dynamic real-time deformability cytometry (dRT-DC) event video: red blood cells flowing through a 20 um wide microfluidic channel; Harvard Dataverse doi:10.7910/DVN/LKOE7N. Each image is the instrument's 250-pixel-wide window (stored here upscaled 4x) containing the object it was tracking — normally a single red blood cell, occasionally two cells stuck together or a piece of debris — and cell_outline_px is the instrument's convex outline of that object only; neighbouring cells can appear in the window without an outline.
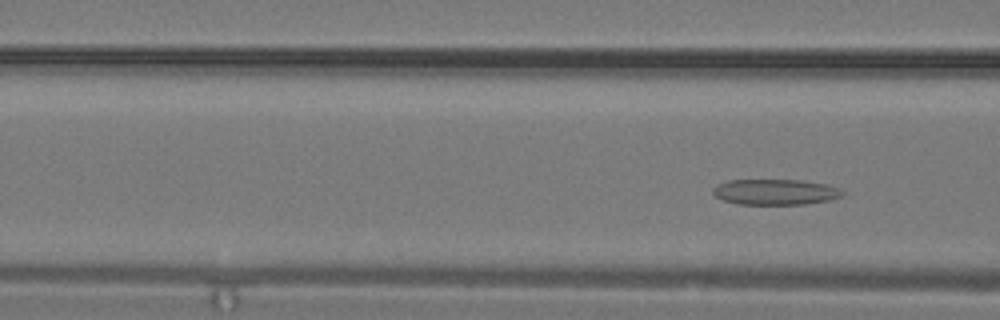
{"species": "common noctule bat (a hibernating species)", "species_latin": "Nyctalus noctula", "temperature_condition": "warm", "stored_images_in_passage": 3, "camera_frame_rate_fps": 3000, "um_per_image_px": 0.085, "animal": {"sex": "male", "body_mass_g": 19.2, "forearm_length_mm": 51.8}, "frame": {"image": 1, "passage_image": 3, "time_ms": 0.667, "image_size_px": [1000, 320], "cell_outline_px": [[844, 192], [840, 196], [828, 200], [804, 204], [736, 204], [724, 200], [716, 196], [712, 192], [712, 188], [716, 184], [728, 180], [800, 180], [828, 184], [840, 188]], "centroid_in_image_um": [65.87, 16.31], "position_along_channel_um": 100.7, "area_um2": 19.36}}